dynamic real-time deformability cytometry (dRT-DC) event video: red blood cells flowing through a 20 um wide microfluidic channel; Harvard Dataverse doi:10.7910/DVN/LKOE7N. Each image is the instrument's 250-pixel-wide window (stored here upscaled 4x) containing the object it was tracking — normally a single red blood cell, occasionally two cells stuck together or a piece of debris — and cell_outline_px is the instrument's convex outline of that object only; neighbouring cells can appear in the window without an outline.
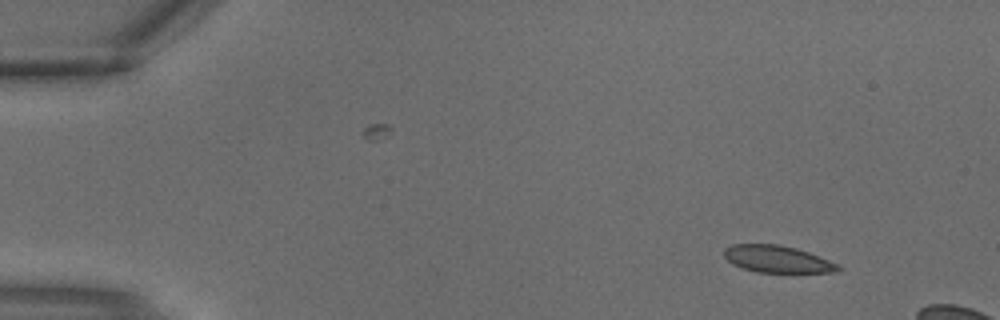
{"species": "common noctule bat (a hibernating species)", "species_latin": "Nyctalus noctula", "temperature_condition": "warm", "stored_images_in_passage": 3, "camera_frame_rate_fps": 3000, "um_per_image_px": 0.085, "animal": {"sex": "male", "body_mass_g": 18.8}, "frame": {"image": 1, "passage_image": 1, "time_ms": 0.0, "image_size_px": [1000, 320], "cell_outline_px": [[840, 268], [836, 272], [756, 272], [732, 264], [724, 256], [724, 248], [732, 244], [780, 244], [796, 248], [808, 252], [840, 264]], "centroid_in_image_um": [66.06, 22.01], "position_along_channel_um": 18.9, "area_um2": 17.92}}